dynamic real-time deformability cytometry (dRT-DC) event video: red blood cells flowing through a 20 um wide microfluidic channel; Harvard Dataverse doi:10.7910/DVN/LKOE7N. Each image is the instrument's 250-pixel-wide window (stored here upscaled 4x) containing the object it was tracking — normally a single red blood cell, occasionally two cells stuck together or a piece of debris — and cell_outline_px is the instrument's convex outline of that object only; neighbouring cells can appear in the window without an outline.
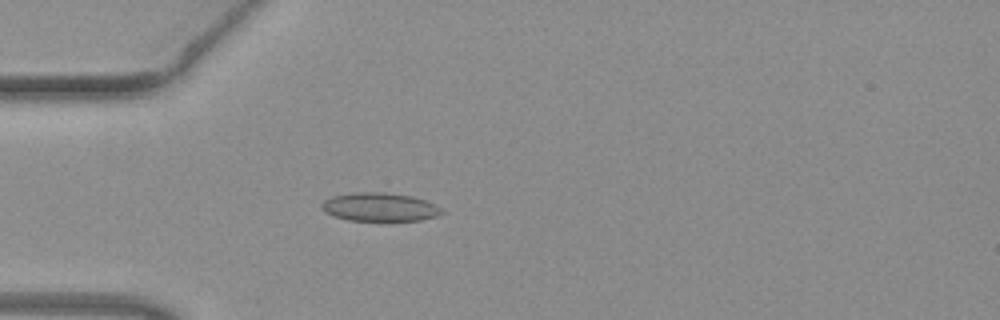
{"species": "common noctule bat (a hibernating species)", "species_latin": "Nyctalus noctula", "temperature_condition": "warm", "stored_images_in_passage": 38, "camera_frame_rate_fps": 3000, "um_per_image_px": 0.085, "animal": {"sex": "female", "body_mass_g": 19.3, "forearm_length_mm": 54.1}, "frame": {"image": 1, "passage_image": 2, "time_ms": 0.333, "image_size_px": [1000, 320], "cell_outline_px": [[444, 212], [436, 216], [420, 220], [348, 220], [332, 216], [324, 212], [320, 208], [320, 204], [324, 200], [332, 196], [352, 192], [384, 192], [412, 196], [424, 200], [440, 208]], "centroid_in_image_um": [32.19, 17.59], "position_along_channel_um": 52.8, "area_um2": 19.88}}
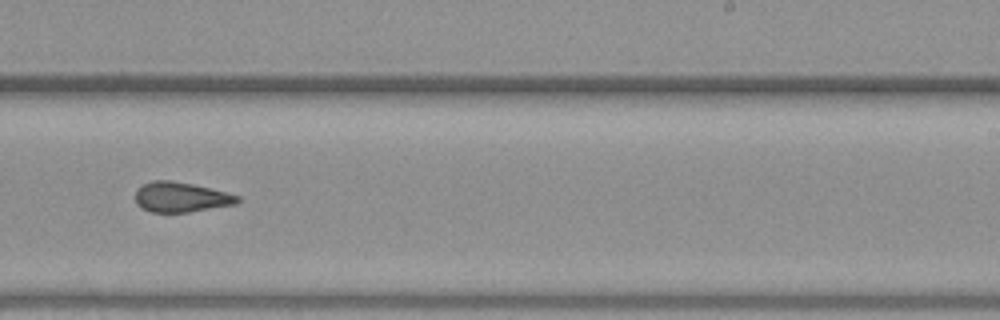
{"frame": {"image": 2, "passage_image": 19, "time_ms": 6.0, "image_size_px": [1000, 320], "cell_outline_px": [[240, 200], [236, 204], [188, 212], [152, 212], [140, 208], [136, 204], [136, 188], [152, 180], [168, 180], [192, 184], [240, 196]], "centroid_in_image_um": [15.34, 16.76], "position_along_channel_um": 273.7, "area_um2": 17.74}}
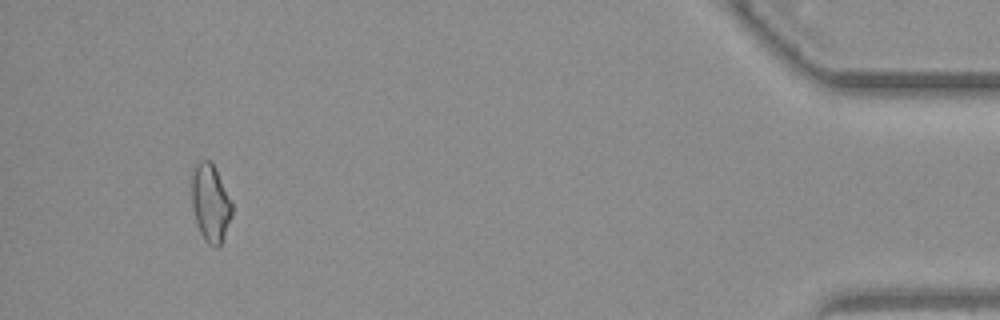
{"frame": {"image": 3, "passage_image": 35, "time_ms": 11.333, "image_size_px": [1000, 320], "cell_outline_px": [[232, 216], [220, 244], [216, 248], [208, 244], [204, 240], [196, 224], [192, 208], [192, 176], [196, 164], [200, 160], [208, 160], [216, 168], [232, 204]], "centroid_in_image_um": [17.88, 17.27], "position_along_channel_um": 417.3, "area_um2": 18.09}, "authors_computed_cell_mechanics": {"area_um2": 18.0914, "velocity_mm_per_s": 4.0592, "shape_relaxation_time_tau1_ms": null, "shape_relaxation_time_tau2_ms": 2.2136, "deformation_change_tau1": null, "deformation_change_tau2": 0.0948}}